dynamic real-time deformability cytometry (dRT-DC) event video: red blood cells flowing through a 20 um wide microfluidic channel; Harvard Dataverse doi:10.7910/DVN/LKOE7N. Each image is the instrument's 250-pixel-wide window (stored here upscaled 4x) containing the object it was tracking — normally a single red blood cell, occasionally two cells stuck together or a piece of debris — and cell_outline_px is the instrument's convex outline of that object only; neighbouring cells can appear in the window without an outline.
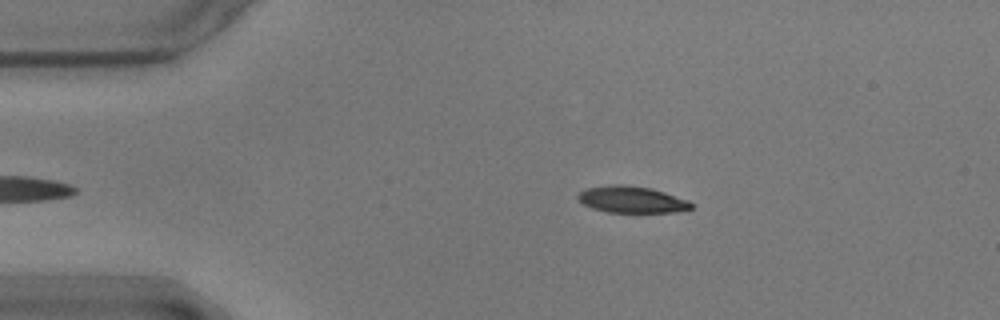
{"species": "common noctule bat (a hibernating species)", "species_latin": "Nyctalus noctula", "temperature_condition": "warm", "stored_images_in_passage": 51, "camera_frame_rate_fps": 3000, "um_per_image_px": 0.085, "animal": {"sex": "male", "body_mass_g": 17.9}, "frame": {"image": 1, "passage_image": 4, "time_ms": 1.0, "image_size_px": [1000, 320], "cell_outline_px": [[696, 204], [692, 208], [676, 212], [608, 212], [592, 208], [584, 204], [576, 196], [580, 192], [588, 188], [612, 184], [624, 184], [652, 188], [688, 200]], "centroid_in_image_um": [53.74, 16.96], "position_along_channel_um": 31.3, "area_um2": 17.57}}
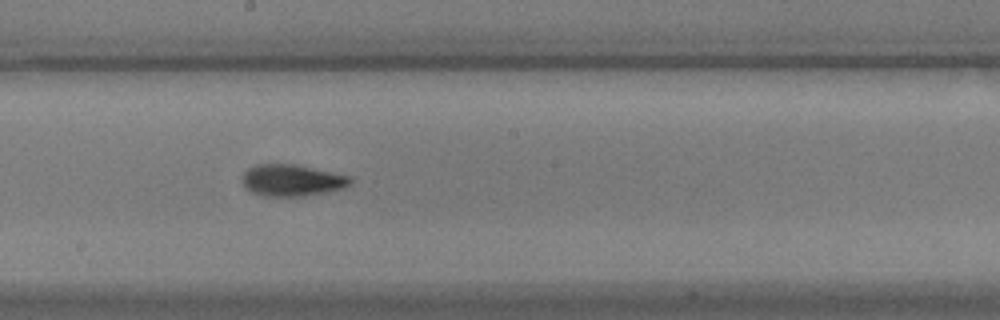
{"frame": {"image": 2, "passage_image": 24, "time_ms": 7.667, "image_size_px": [1000, 320], "cell_outline_px": [[352, 180], [344, 188], [328, 192], [304, 196], [264, 196], [252, 192], [244, 188], [240, 180], [240, 176], [248, 168], [256, 164], [296, 164], [352, 176]], "centroid_in_image_um": [24.78, 15.32], "position_along_channel_um": 223.4, "area_um2": 20.29}}
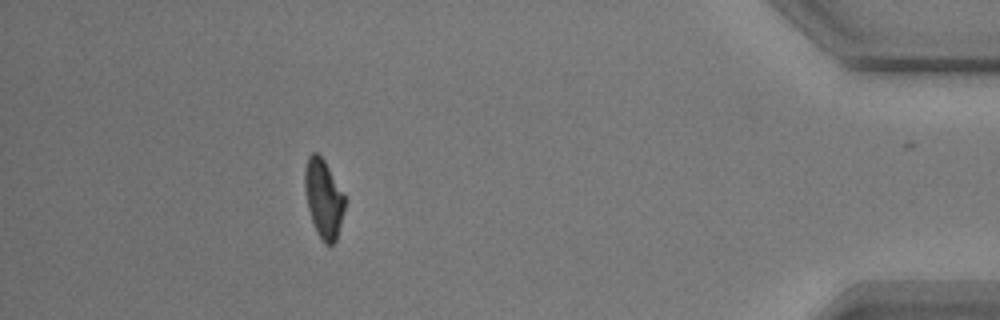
{"frame": {"image": 3, "passage_image": 44, "time_ms": 14.333, "image_size_px": [1000, 320], "cell_outline_px": [[344, 212], [336, 240], [332, 244], [324, 244], [316, 232], [308, 208], [304, 188], [304, 172], [308, 156], [312, 152], [316, 152], [324, 160], [344, 196]], "centroid_in_image_um": [27.48, 16.89], "position_along_channel_um": 407.7, "area_um2": 18.03}, "authors_computed_cell_mechanics": {"area_um2": 18.9006, "velocity_mm_per_s": 3.5644, "shape_relaxation_time_tau1_ms": 5.492, "shape_relaxation_time_tau2_ms": 2.6627, "deformation_change_tau1": 0.1597, "deformation_change_tau2": 0.09}}